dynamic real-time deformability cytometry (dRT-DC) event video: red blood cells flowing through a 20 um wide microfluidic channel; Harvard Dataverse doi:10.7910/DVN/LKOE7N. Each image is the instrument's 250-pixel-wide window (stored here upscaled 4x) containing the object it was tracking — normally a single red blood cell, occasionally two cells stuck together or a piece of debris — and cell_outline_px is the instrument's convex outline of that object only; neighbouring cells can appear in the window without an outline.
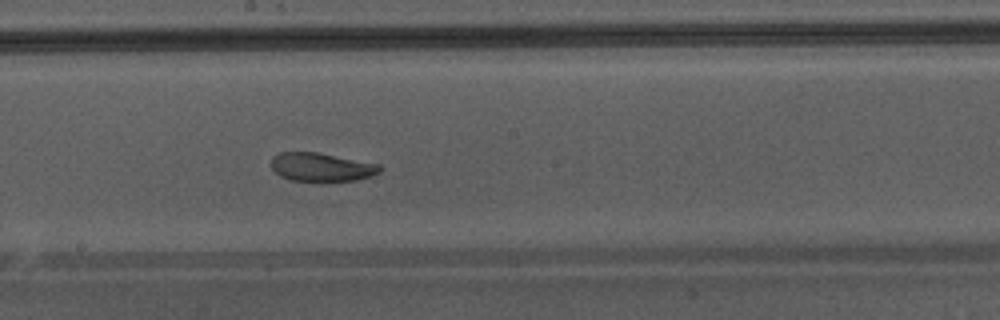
{"species": "Egyptian fruit bat (a non-hibernating species)", "species_latin": "Rousettus aegyptiacus", "temperature_condition": "warm", "stored_images_in_passage": 50, "camera_frame_rate_fps": 3000, "um_per_image_px": 0.085, "animal": {"sex": "male"}, "frame": {"image": 1, "passage_image": 29, "time_ms": 9.333, "image_size_px": [1000, 320], "cell_outline_px": [[384, 168], [380, 172], [372, 176], [356, 180], [324, 184], [288, 180], [280, 176], [272, 168], [272, 156], [280, 152], [316, 152], [380, 164]], "centroid_in_image_um": [27.35, 14.25], "position_along_channel_um": 220.8, "area_um2": 18.9}, "authors_computed_cell_mechanics": {"area_um2": 24.0159, "velocity_mm_per_s": 4.322, "shape_relaxation_time_tau1_ms": 3.8547, "shape_relaxation_time_tau2_ms": 1.5711, "deformation_change_tau1": 0.1336, "deformation_change_tau2": 0.0673}}